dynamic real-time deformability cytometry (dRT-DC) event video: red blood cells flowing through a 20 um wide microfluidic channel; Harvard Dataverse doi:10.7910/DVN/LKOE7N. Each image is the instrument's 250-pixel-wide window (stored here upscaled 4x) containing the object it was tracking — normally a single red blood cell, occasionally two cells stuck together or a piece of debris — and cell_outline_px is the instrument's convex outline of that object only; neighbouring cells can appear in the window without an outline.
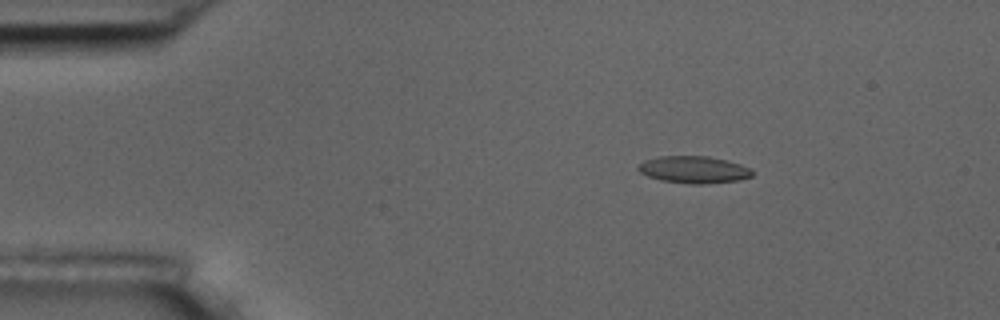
{"species": "common noctule bat (a hibernating species)", "species_latin": "Nyctalus noctula", "temperature_condition": "room temperature", "stored_images_in_passage": 3, "camera_frame_rate_fps": 3000, "um_per_image_px": 0.085, "animal": {"sex": "male", "body_mass_g": 17.5, "forearm_length_mm": 52.3}, "frame": {"image": 1, "passage_image": 1, "time_ms": 0.0, "image_size_px": [1000, 320], "cell_outline_px": [[752, 176], [740, 180], [704, 184], [688, 184], [660, 180], [648, 176], [640, 172], [636, 168], [644, 160], [660, 156], [708, 156], [728, 160], [740, 164], [748, 168], [752, 172]], "centroid_in_image_um": [58.96, 14.42], "position_along_channel_um": 26.0, "area_um2": 18.03}}
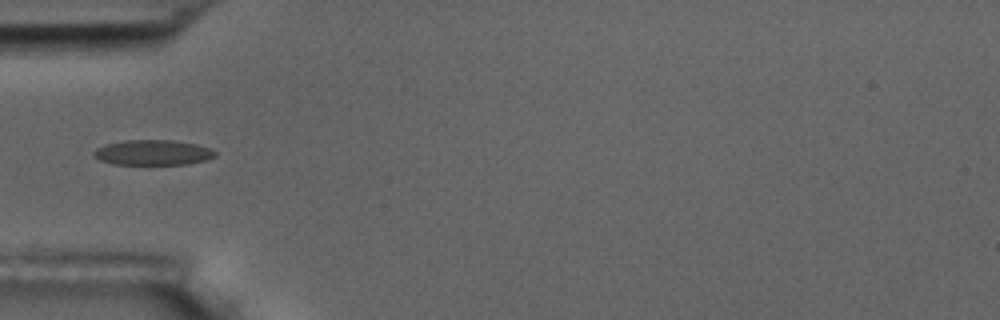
{"frame": {"image": 2, "passage_image": 3, "time_ms": 3.0, "image_size_px": [1000, 320], "cell_outline_px": [[216, 156], [204, 160], [188, 164], [112, 164], [100, 160], [92, 156], [92, 152], [96, 148], [104, 144], [124, 140], [172, 140], [196, 144], [212, 148], [216, 152]], "centroid_in_image_um": [12.96, 12.96], "position_along_channel_um": 72.0, "area_um2": 17.98}}